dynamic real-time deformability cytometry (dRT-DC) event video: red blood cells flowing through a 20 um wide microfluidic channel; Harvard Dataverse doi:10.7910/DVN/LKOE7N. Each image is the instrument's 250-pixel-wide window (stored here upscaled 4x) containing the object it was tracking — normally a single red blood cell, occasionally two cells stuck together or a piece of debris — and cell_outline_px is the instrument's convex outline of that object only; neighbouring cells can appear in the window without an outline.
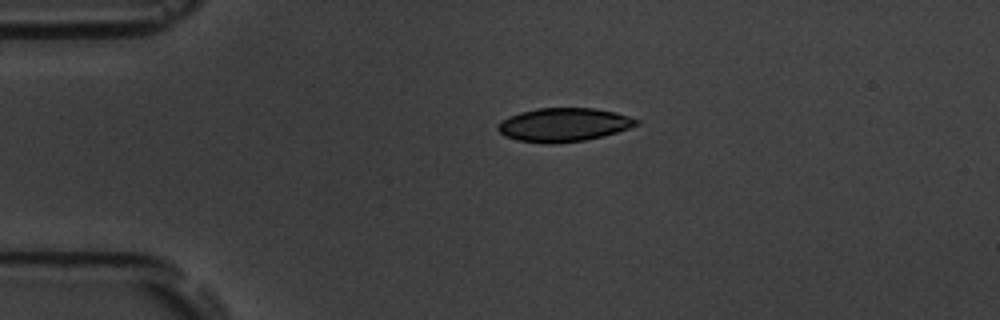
{"species": "common noctule bat (a hibernating species)", "species_latin": "Nyctalus noctula", "temperature_condition": "room temperature", "stored_images_in_passage": 46, "camera_frame_rate_fps": 3000, "um_per_image_px": 0.085, "animal": {"sex": "male", "body_mass_g": 19.5, "forearm_length_mm": 54.6}, "frame": {"image": 1, "passage_image": 1, "time_ms": 0.0, "image_size_px": [1000, 320], "cell_outline_px": [[640, 124], [604, 136], [584, 140], [516, 140], [504, 136], [496, 128], [496, 124], [500, 120], [520, 112], [536, 108], [592, 108], [616, 112], [640, 120]], "centroid_in_image_um": [47.93, 10.55], "position_along_channel_um": 37.1, "area_um2": 26.24}}
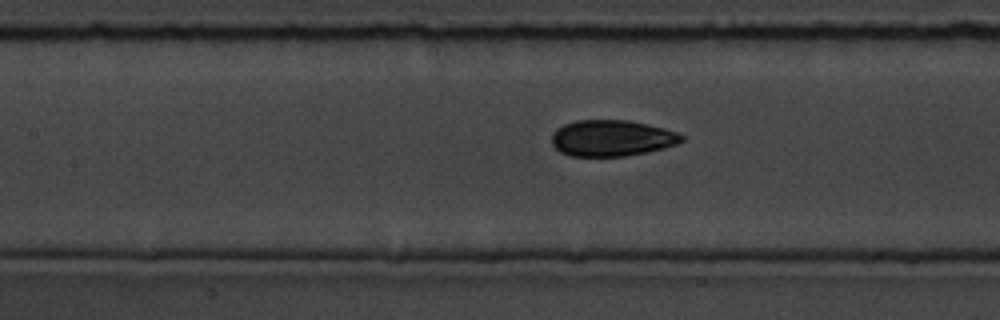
{"frame": {"image": 2, "passage_image": 14, "time_ms": 4.333, "image_size_px": [1000, 320], "cell_outline_px": [[684, 140], [676, 144], [664, 148], [648, 152], [624, 156], [572, 156], [560, 152], [552, 144], [552, 132], [556, 128], [564, 124], [576, 120], [628, 120], [648, 124], [680, 132], [684, 136]], "centroid_in_image_um": [52.02, 11.73], "position_along_channel_um": 155.4, "area_um2": 27.63}}
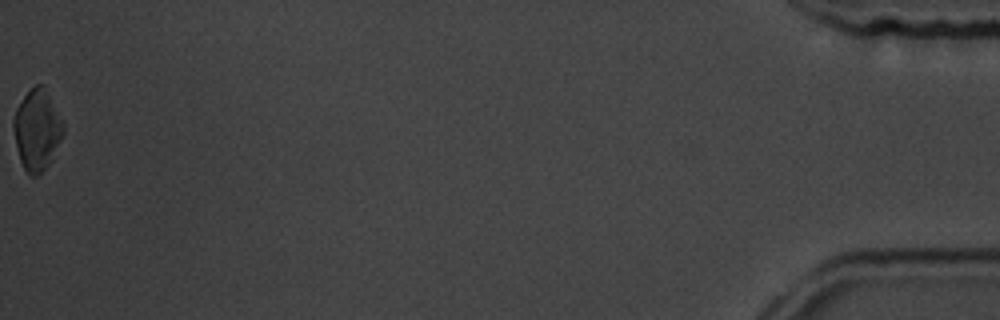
{"frame": {"image": 3, "passage_image": 46, "time_ms": 15.0, "image_size_px": [1000, 320], "cell_outline_px": [[64, 132], [48, 164], [36, 176], [28, 176], [20, 160], [16, 148], [12, 128], [12, 120], [16, 108], [24, 96], [36, 84], [44, 84], [64, 124]], "centroid_in_image_um": [3.12, 11.02], "position_along_channel_um": 432.1, "area_um2": 23.29}, "authors_computed_cell_mechanics": {"area_um2": 27.1082, "velocity_mm_per_s": 3.5435, "shape_relaxation_time_tau1_ms": 2.742, "shape_relaxation_time_tau2_ms": 2.1081, "deformation_change_tau1": 0.1275, "deformation_change_tau2": 0.0578}}